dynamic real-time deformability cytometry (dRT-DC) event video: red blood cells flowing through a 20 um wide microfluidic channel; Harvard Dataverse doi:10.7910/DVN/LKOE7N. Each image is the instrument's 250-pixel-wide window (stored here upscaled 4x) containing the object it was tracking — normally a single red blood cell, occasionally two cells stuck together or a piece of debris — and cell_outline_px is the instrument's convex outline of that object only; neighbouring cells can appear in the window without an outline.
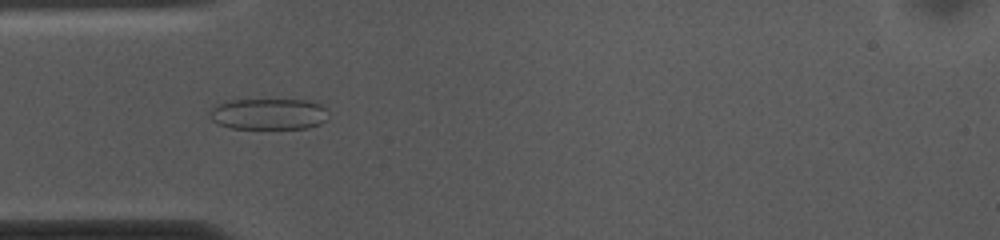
{"species": "common noctule bat (a hibernating species)", "species_latin": "Nyctalus noctula", "temperature_condition": "cold", "stored_images_in_passage": 53, "camera_frame_rate_fps": 3000, "um_per_image_px": 0.085, "animal": {"sex": "female", "body_mass_g": 10.0, "forearm_length_mm": 53.1}, "frame": {"image": 1, "passage_image": 15, "time_ms": 4.667, "image_size_px": [1000, 240], "cell_outline_px": [[324, 120], [320, 124], [308, 128], [232, 128], [220, 124], [212, 120], [208, 112], [212, 108], [224, 100], [308, 100], [324, 104]], "centroid_in_image_um": [22.8, 9.68], "position_along_channel_um": 62.2, "area_um2": 21.39}}
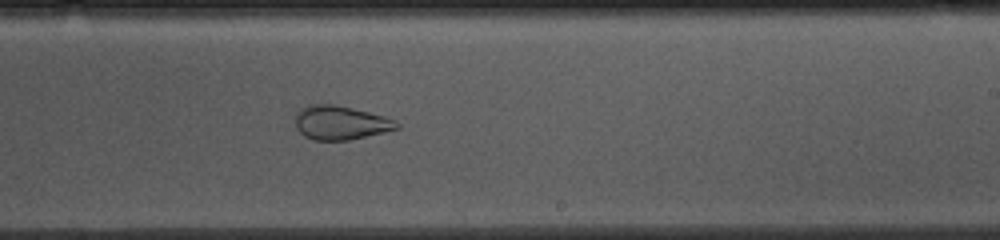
{"frame": {"image": 2, "passage_image": 31, "time_ms": 10.0, "image_size_px": [1000, 240], "cell_outline_px": [[400, 128], [384, 132], [348, 140], [312, 140], [304, 136], [296, 128], [296, 116], [308, 104], [332, 104], [352, 108], [384, 116], [396, 120], [400, 124]], "centroid_in_image_um": [28.97, 10.44], "position_along_channel_um": 260.0, "area_um2": 19.88}}
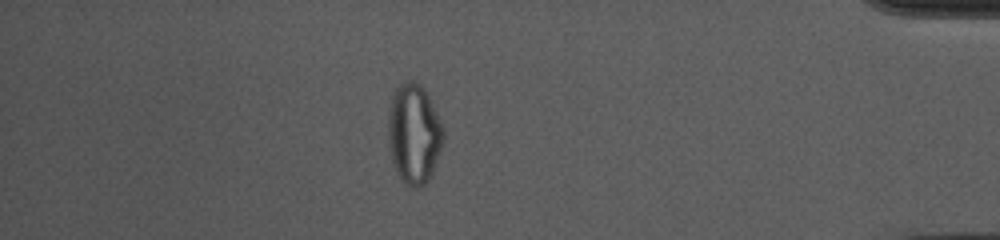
{"frame": {"image": 3, "passage_image": 46, "time_ms": 15.0, "image_size_px": [1000, 240], "cell_outline_px": [[444, 144], [432, 176], [420, 188], [412, 188], [404, 184], [396, 172], [392, 164], [388, 144], [388, 112], [392, 96], [396, 88], [404, 80], [416, 80], [428, 92], [444, 128]], "centroid_in_image_um": [35.2, 11.38], "position_along_channel_um": 400.0, "area_um2": 33.23}, "authors_computed_cell_mechanics": {"area_um2": 27.6862, "velocity_mm_per_s": 3.7123, "shape_relaxation_time_tau1_ms": null, "shape_relaxation_time_tau2_ms": 1.3344, "deformation_change_tau1": null, "deformation_change_tau2": 0.0622}}